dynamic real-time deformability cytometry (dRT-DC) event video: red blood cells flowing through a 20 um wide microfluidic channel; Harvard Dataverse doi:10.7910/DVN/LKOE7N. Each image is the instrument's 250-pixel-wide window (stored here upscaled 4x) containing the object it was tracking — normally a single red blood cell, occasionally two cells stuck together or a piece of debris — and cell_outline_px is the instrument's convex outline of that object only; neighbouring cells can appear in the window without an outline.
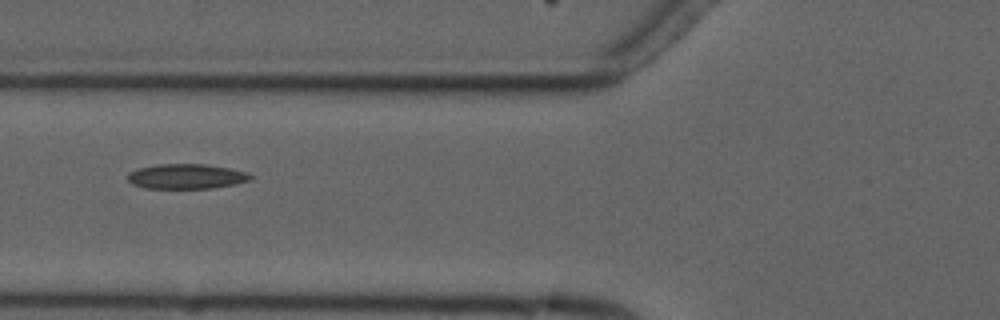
{"species": "common noctule bat (a hibernating species)", "species_latin": "Nyctalus noctula", "temperature_condition": "cold", "stored_images_in_passage": 5, "camera_frame_rate_fps": 3000, "um_per_image_px": 0.085, "animal": {"sex": "male", "forearm_length_mm": 52.5}, "frame": {"image": 1, "passage_image": 3, "time_ms": 3.0, "image_size_px": [1000, 320], "cell_outline_px": [[252, 180], [236, 184], [212, 188], [144, 188], [132, 184], [128, 180], [128, 172], [136, 168], [156, 164], [204, 164], [228, 168], [248, 172], [252, 176]], "centroid_in_image_um": [15.83, 14.99], "position_along_channel_um": 110.0, "area_um2": 17.98}}
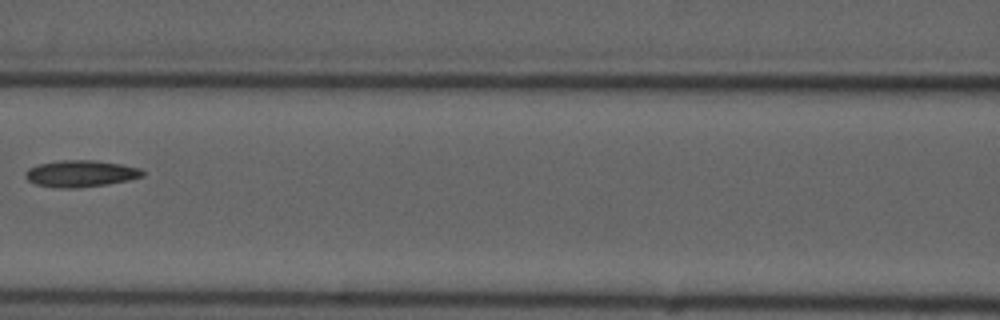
{"frame": {"image": 2, "passage_image": 4, "time_ms": 4.333, "image_size_px": [1000, 320], "cell_outline_px": [[144, 176], [128, 180], [108, 184], [80, 188], [56, 188], [36, 184], [28, 180], [24, 176], [24, 172], [28, 168], [40, 164], [60, 160], [96, 160], [120, 164], [140, 168], [144, 172]], "centroid_in_image_um": [6.85, 14.76], "position_along_channel_um": 159.8, "area_um2": 18.32}}
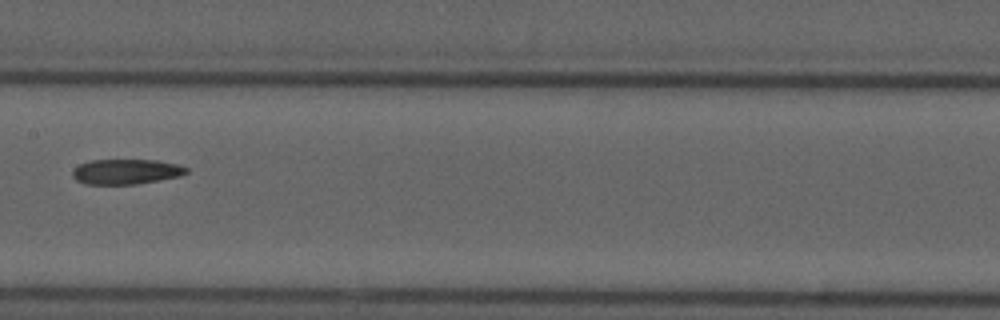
{"frame": {"image": 3, "passage_image": 5, "time_ms": 5.333, "image_size_px": [1000, 320], "cell_outline_px": [[188, 172], [180, 176], [136, 184], [84, 184], [76, 180], [72, 176], [72, 172], [80, 164], [92, 160], [156, 160], [176, 164], [188, 168]], "centroid_in_image_um": [10.71, 14.59], "position_along_channel_um": 196.7, "area_um2": 16.53}}